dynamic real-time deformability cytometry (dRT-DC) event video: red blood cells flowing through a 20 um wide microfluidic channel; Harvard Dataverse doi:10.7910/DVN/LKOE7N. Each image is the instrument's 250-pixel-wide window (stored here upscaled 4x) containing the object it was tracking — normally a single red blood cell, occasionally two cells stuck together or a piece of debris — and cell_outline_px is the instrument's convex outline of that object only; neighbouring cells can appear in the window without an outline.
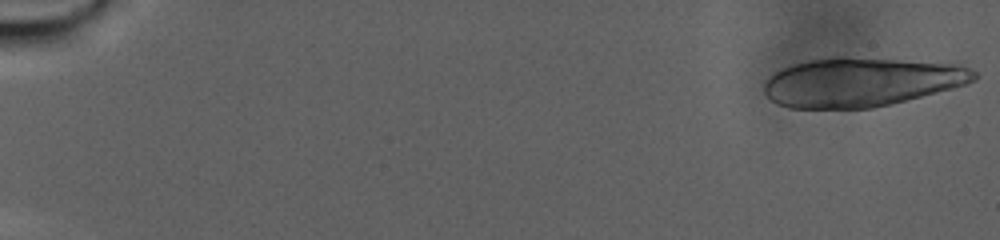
{"species": "human", "species_latin": "Homo sapiens", "temperature_condition": "warm", "stored_images_in_passage": 38, "camera_frame_rate_fps": 3000, "um_per_image_px": 0.085, "donor": {"sex": "male"}, "frame": {"image": 1, "passage_image": 1, "time_ms": 0.0, "image_size_px": [1000, 240], "cell_outline_px": [[980, 76], [976, 80], [952, 88], [892, 104], [872, 108], [788, 108], [776, 104], [768, 100], [764, 92], [764, 80], [768, 76], [792, 64], [808, 60], [836, 56], [844, 56], [956, 60], [976, 72]], "centroid_in_image_um": [73.31, 6.92], "position_along_channel_um": 11.7, "area_um2": 62.02}}